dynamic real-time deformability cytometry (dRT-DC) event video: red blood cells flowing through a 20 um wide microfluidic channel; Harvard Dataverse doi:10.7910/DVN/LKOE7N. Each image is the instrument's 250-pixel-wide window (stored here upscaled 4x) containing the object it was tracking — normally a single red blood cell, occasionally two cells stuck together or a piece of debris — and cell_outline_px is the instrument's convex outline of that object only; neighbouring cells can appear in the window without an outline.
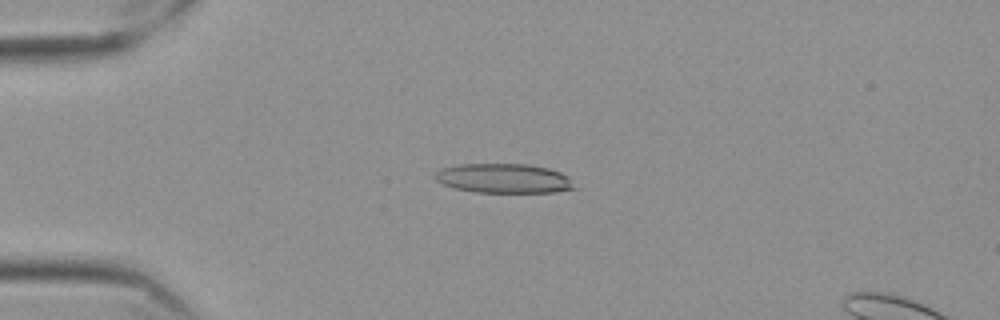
{"species": "Egyptian fruit bat (a non-hibernating species)", "species_latin": "Rousettus aegyptiacus", "temperature_condition": "cold", "stored_images_in_passage": 59, "camera_frame_rate_fps": 3000, "um_per_image_px": 0.085, "frame": {"image": 1, "passage_image": 15, "time_ms": 4.667, "image_size_px": [1000, 320], "cell_outline_px": [[580, 188], [552, 192], [476, 192], [452, 188], [436, 180], [436, 172], [440, 168], [460, 164], [528, 164], [548, 168], [560, 172], [568, 176]], "centroid_in_image_um": [42.87, 15.16], "position_along_channel_um": 42.1, "area_um2": 24.04}}
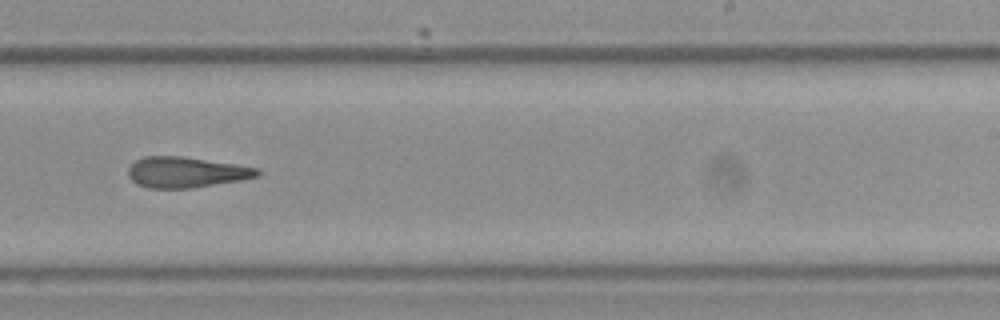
{"frame": {"image": 2, "passage_image": 37, "time_ms": 12.0, "image_size_px": [1000, 320], "cell_outline_px": [[260, 176], [240, 180], [192, 188], [148, 188], [136, 184], [128, 176], [128, 168], [136, 160], [144, 156], [180, 156], [260, 168]], "centroid_in_image_um": [15.8, 14.64], "position_along_channel_um": 273.2, "area_um2": 23.0}}
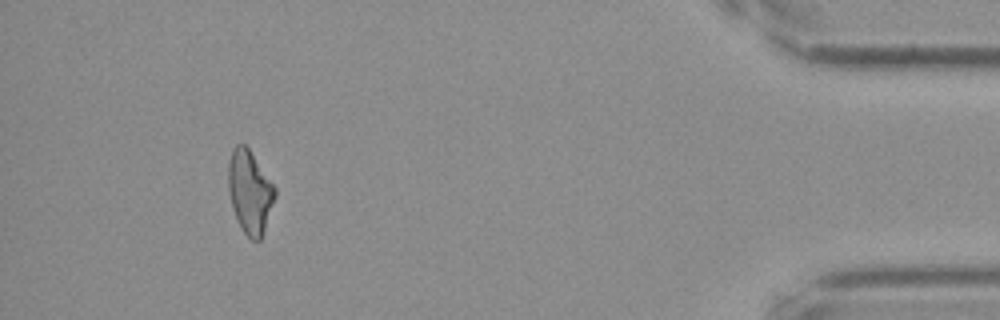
{"frame": {"image": 3, "passage_image": 54, "time_ms": 17.667, "image_size_px": [1000, 320], "cell_outline_px": [[276, 196], [260, 240], [252, 240], [240, 228], [232, 208], [228, 192], [228, 164], [232, 148], [236, 144], [244, 144], [248, 148], [276, 188]], "centroid_in_image_um": [21.21, 16.3], "position_along_channel_um": 414.0, "area_um2": 22.48}}